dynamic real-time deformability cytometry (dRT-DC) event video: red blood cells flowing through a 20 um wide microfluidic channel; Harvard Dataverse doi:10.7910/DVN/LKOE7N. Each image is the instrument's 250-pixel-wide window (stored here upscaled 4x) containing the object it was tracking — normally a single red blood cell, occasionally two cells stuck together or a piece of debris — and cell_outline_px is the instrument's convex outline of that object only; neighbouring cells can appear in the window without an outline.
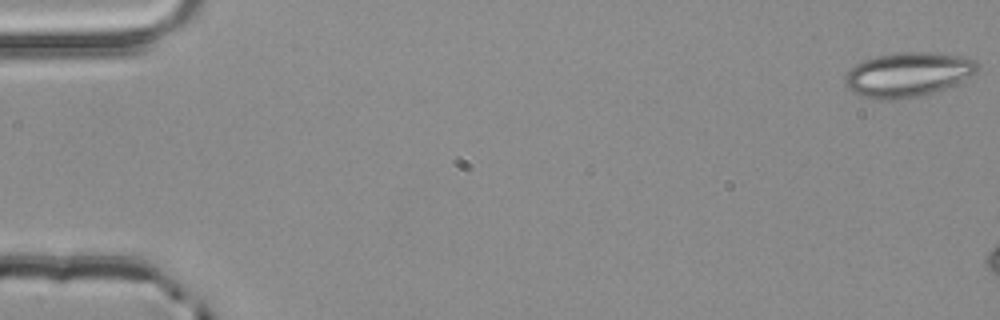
{"species": "common noctule bat (a hibernating species)", "species_latin": "Nyctalus noctula", "temperature_condition": "room temperature", "stored_images_in_passage": 9, "camera_frame_rate_fps": 3000, "um_per_image_px": 0.085, "animal": {"sex": "male", "body_mass_g": 20.4}, "frame": {"image": 1, "passage_image": 1, "time_ms": 0.0, "image_size_px": [1000, 320], "cell_outline_px": [[980, 68], [976, 72], [944, 88], [932, 92], [916, 96], [884, 100], [860, 96], [852, 92], [844, 84], [844, 76], [856, 64], [864, 60], [876, 56], [896, 52], [928, 52], [964, 56], [976, 60], [980, 64]], "centroid_in_image_um": [77.14, 6.31], "position_along_channel_um": 7.9, "area_um2": 33.99}}